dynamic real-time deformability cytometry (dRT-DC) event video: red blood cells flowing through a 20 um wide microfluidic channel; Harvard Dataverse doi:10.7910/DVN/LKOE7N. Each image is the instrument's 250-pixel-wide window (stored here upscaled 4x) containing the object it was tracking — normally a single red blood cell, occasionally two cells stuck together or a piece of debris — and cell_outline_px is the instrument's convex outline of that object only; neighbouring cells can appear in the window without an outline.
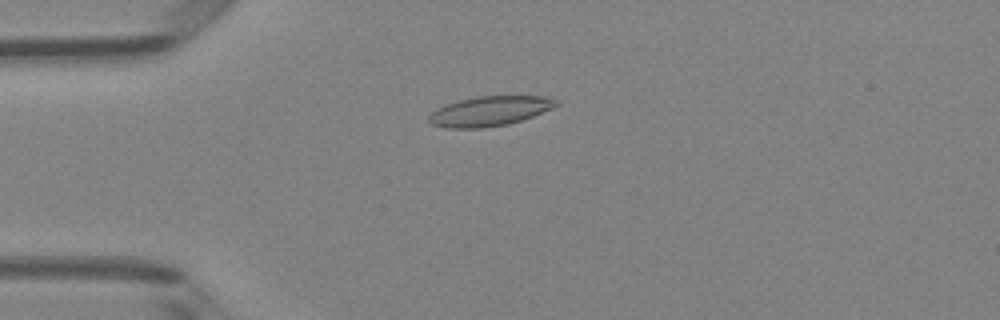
{"species": "Egyptian fruit bat (a non-hibernating species)", "species_latin": "Rousettus aegyptiacus", "temperature_condition": "room temperature", "stored_images_in_passage": 41, "camera_frame_rate_fps": 3000, "um_per_image_px": 0.085, "animal": {"sex": "female"}, "frame": {"image": 1, "passage_image": 4, "time_ms": 1.0, "image_size_px": [1000, 320], "cell_outline_px": [[560, 104], [552, 108], [532, 116], [508, 124], [484, 128], [448, 128], [428, 124], [428, 116], [436, 108], [444, 104], [476, 96], [544, 96], [560, 100]], "centroid_in_image_um": [41.59, 9.44], "position_along_channel_um": 43.4, "area_um2": 22.25}}
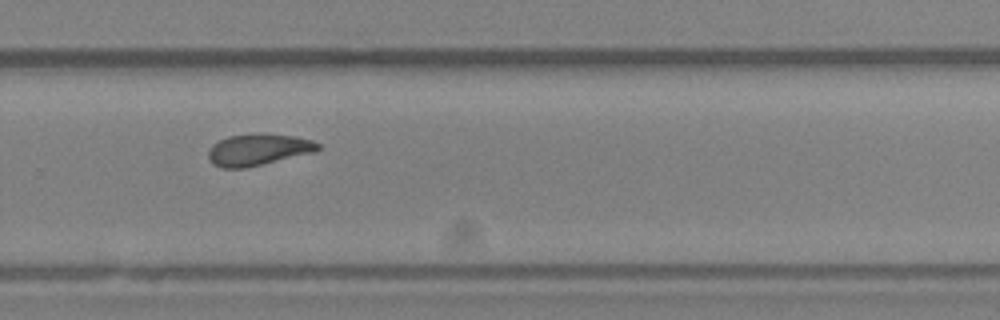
{"frame": {"image": 2, "passage_image": 25, "time_ms": 8.0, "image_size_px": [1000, 320], "cell_outline_px": [[320, 148], [316, 152], [244, 168], [220, 168], [212, 164], [208, 160], [208, 152], [212, 144], [228, 136], [256, 132], [264, 132], [292, 136], [312, 140], [320, 144]], "centroid_in_image_um": [21.93, 12.71], "position_along_channel_um": 307.9, "area_um2": 20.52}}
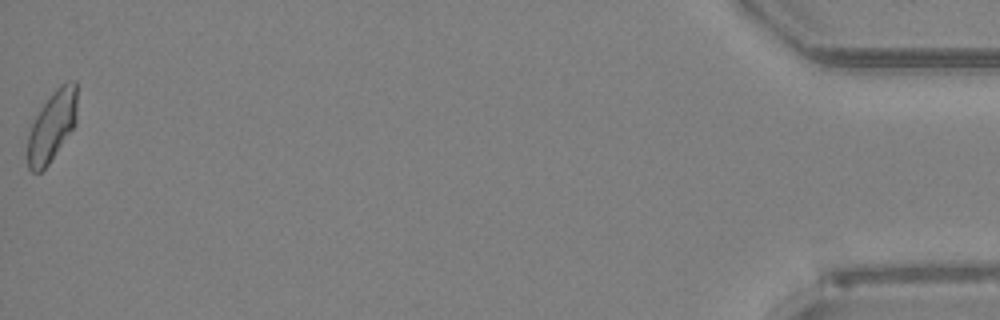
{"frame": {"image": 3, "passage_image": 41, "time_ms": 13.333, "image_size_px": [1000, 320], "cell_outline_px": [[76, 124], [48, 164], [40, 172], [32, 172], [28, 168], [28, 132], [36, 116], [52, 92], [60, 84], [68, 80], [76, 80]], "centroid_in_image_um": [4.43, 10.69], "position_along_channel_um": 430.8, "area_um2": 20.06}, "authors_computed_cell_mechanics": {"area_um2": 20.23, "velocity_mm_per_s": 4.1114, "shape_relaxation_time_tau1_ms": null, "shape_relaxation_time_tau2_ms": 5.9152, "deformation_change_tau1": null, "deformation_change_tau2": 0.1176}}